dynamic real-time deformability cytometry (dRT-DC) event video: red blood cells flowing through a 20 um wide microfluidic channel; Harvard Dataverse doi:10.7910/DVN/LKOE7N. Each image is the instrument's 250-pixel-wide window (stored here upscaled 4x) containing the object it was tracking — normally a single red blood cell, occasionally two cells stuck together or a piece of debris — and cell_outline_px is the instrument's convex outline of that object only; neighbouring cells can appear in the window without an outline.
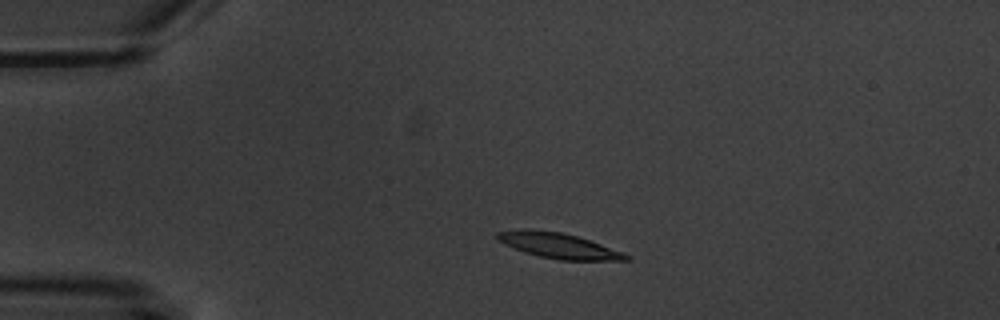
{"species": "common noctule bat (a hibernating species)", "species_latin": "Nyctalus noctula", "temperature_condition": "warm", "stored_images_in_passage": 4, "camera_frame_rate_fps": 3000, "um_per_image_px": 0.085, "animal": {"sex": "male", "body_mass_g": 20.1, "forearm_length_mm": 53.5}, "frame": {"image": 1, "passage_image": 2, "time_ms": 1.333, "image_size_px": [1000, 320], "cell_outline_px": [[632, 260], [560, 260], [540, 256], [524, 252], [504, 244], [496, 240], [496, 232], [524, 228], [532, 228], [560, 232], [576, 236], [624, 252], [632, 256]], "centroid_in_image_um": [47.45, 20.87], "position_along_channel_um": 37.5, "area_um2": 19.13}}